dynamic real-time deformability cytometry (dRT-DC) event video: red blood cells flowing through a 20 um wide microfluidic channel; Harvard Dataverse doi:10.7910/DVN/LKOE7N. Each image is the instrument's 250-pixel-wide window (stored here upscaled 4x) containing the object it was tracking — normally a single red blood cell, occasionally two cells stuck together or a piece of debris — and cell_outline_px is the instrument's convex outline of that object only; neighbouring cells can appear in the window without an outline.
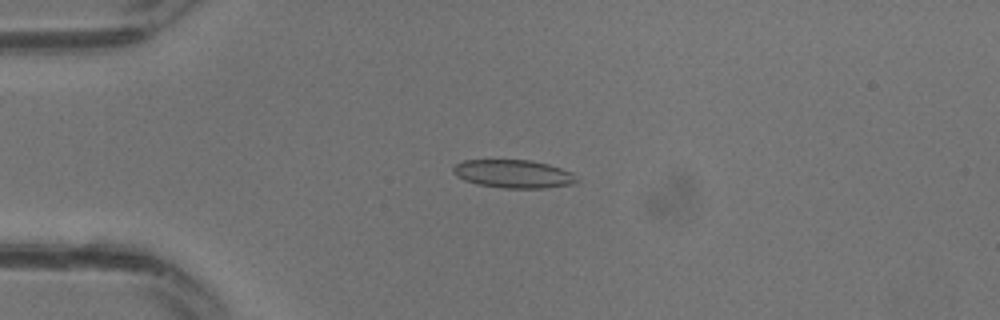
{"species": "common noctule bat (a hibernating species)", "species_latin": "Nyctalus noctula", "temperature_condition": "warm", "stored_images_in_passage": 23, "camera_frame_rate_fps": 3000, "um_per_image_px": 0.085, "animal": {"sex": "male", "body_mass_g": 13.3}, "frame": {"image": 1, "passage_image": 8, "time_ms": 2.333, "image_size_px": [1000, 320], "cell_outline_px": [[576, 180], [572, 184], [548, 188], [504, 188], [476, 184], [464, 180], [456, 176], [452, 172], [452, 168], [456, 164], [464, 160], [532, 160], [548, 164], [572, 172]], "centroid_in_image_um": [43.6, 14.78], "position_along_channel_um": 41.4, "area_um2": 20.29}}
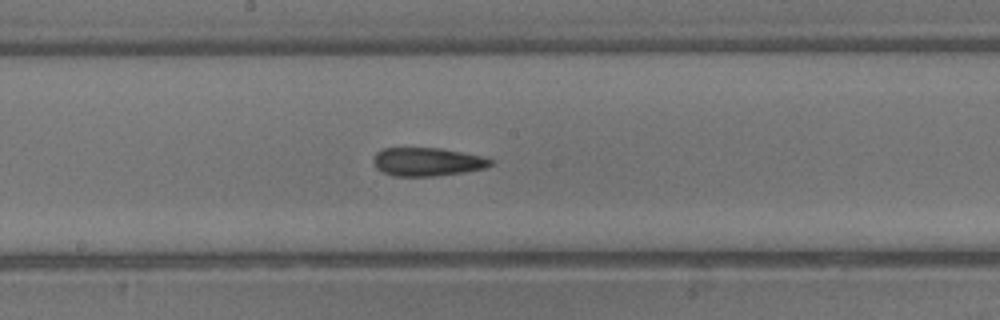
{"frame": {"image": 2, "passage_image": 17, "time_ms": 5.333, "image_size_px": [1000, 320], "cell_outline_px": [[496, 160], [492, 164], [484, 168], [464, 172], [432, 176], [392, 176], [376, 168], [372, 160], [376, 152], [384, 148], [440, 148], [484, 156]], "centroid_in_image_um": [36.33, 13.75], "position_along_channel_um": 211.9, "area_um2": 19.48}}
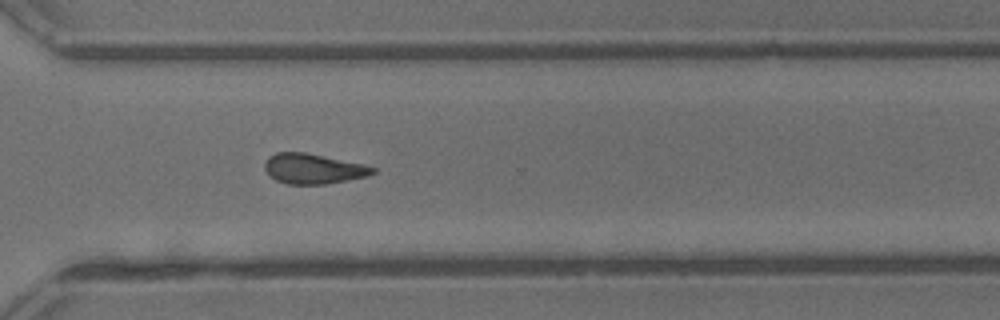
{"frame": {"image": 3, "passage_image": 23, "time_ms": 7.333, "image_size_px": [1000, 320], "cell_outline_px": [[376, 172], [368, 176], [328, 184], [288, 184], [276, 180], [268, 176], [264, 168], [264, 164], [268, 156], [276, 152], [304, 152], [364, 164], [376, 168]], "centroid_in_image_um": [26.61, 14.34], "position_along_channel_um": 344.0, "area_um2": 19.13}}